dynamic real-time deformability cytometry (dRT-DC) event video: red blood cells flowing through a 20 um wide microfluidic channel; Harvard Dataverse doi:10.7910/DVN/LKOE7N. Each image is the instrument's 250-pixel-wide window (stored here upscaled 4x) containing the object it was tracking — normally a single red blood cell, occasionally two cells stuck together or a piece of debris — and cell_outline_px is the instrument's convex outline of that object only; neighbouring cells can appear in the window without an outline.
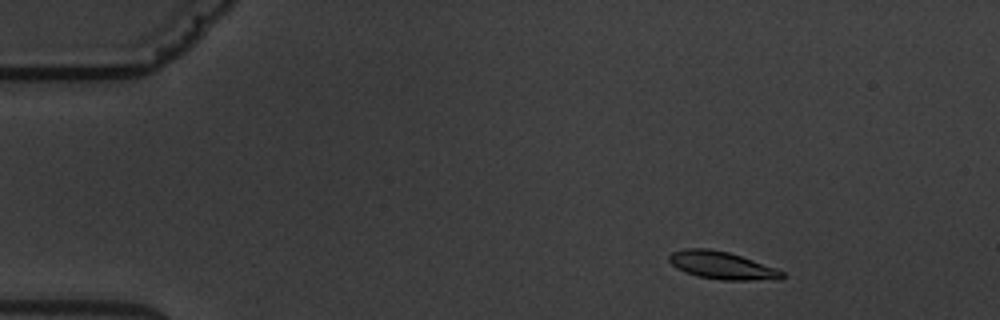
{"species": "common noctule bat (a hibernating species)", "species_latin": "Nyctalus noctula", "temperature_condition": "warm", "stored_images_in_passage": 4, "camera_frame_rate_fps": 3000, "um_per_image_px": 0.085, "animal": {"sex": "male", "body_mass_g": 19.5, "forearm_length_mm": 54.6}, "frame": {"image": 1, "passage_image": 2, "time_ms": 1.0, "image_size_px": [1000, 320], "cell_outline_px": [[788, 276], [780, 280], [720, 280], [696, 276], [684, 272], [676, 268], [668, 260], [668, 256], [672, 252], [684, 248], [708, 248], [728, 252], [776, 268], [784, 272]], "centroid_in_image_um": [61.38, 22.57], "position_along_channel_um": 23.6, "area_um2": 18.44}}